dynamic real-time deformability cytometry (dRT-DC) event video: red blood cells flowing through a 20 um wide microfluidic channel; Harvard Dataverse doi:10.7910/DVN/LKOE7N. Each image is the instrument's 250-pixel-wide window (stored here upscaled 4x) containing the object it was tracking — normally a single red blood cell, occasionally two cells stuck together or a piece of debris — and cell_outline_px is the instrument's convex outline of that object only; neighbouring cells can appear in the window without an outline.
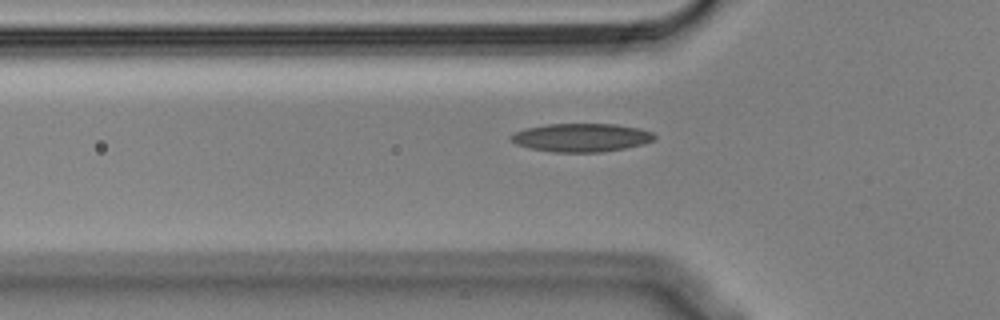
{"species": "Egyptian fruit bat (a non-hibernating species)", "species_latin": "Rousettus aegyptiacus", "temperature_condition": "cold", "stored_images_in_passage": 34, "camera_frame_rate_fps": 3000, "um_per_image_px": 0.085, "animal": {"sex": "male"}, "frame": {"image": 1, "passage_image": 3, "time_ms": 0.667, "image_size_px": [1000, 320], "cell_outline_px": [[656, 140], [644, 144], [624, 148], [600, 152], [552, 152], [528, 148], [516, 144], [508, 136], [524, 128], [548, 124], [616, 124], [640, 128], [652, 132], [656, 136]], "centroid_in_image_um": [49.42, 11.69], "position_along_channel_um": 76.4, "area_um2": 23.87}}
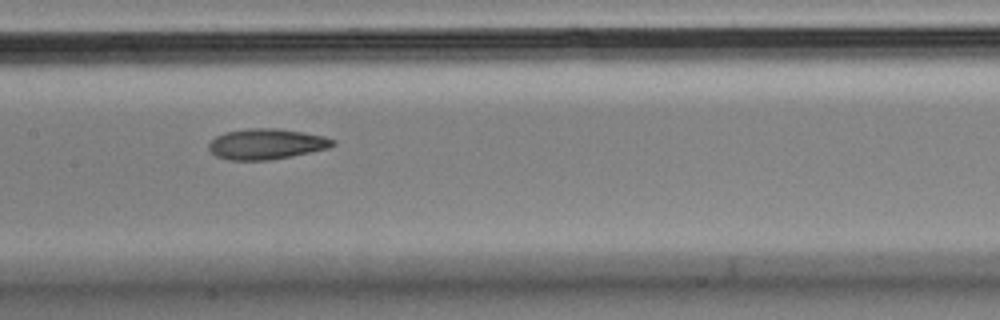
{"frame": {"image": 2, "passage_image": 12, "time_ms": 3.667, "image_size_px": [1000, 320], "cell_outline_px": [[336, 144], [328, 148], [312, 152], [292, 156], [268, 160], [228, 160], [216, 156], [208, 148], [208, 144], [216, 136], [224, 132], [248, 128], [276, 128], [324, 136], [336, 140]], "centroid_in_image_um": [22.64, 12.24], "position_along_channel_um": 184.8, "area_um2": 22.14}}
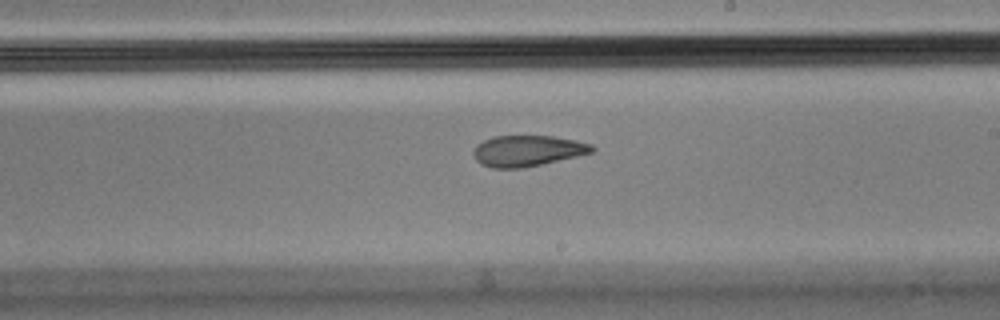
{"frame": {"image": 3, "passage_image": 17, "time_ms": 5.333, "image_size_px": [1000, 320], "cell_outline_px": [[596, 148], [592, 152], [576, 156], [524, 168], [492, 168], [480, 164], [476, 160], [472, 152], [476, 144], [492, 136], [552, 136], [576, 140], [592, 144]], "centroid_in_image_um": [44.8, 12.81], "position_along_channel_um": 244.2, "area_um2": 21.44}, "authors_computed_cell_mechanics": {"area_um2": 22.4553, "velocity_mm_per_s": 3.5748, "shape_relaxation_time_tau1_ms": null, "shape_relaxation_time_tau2_ms": 3.2716, "deformation_change_tau1": null, "deformation_change_tau2": 0.0977}}